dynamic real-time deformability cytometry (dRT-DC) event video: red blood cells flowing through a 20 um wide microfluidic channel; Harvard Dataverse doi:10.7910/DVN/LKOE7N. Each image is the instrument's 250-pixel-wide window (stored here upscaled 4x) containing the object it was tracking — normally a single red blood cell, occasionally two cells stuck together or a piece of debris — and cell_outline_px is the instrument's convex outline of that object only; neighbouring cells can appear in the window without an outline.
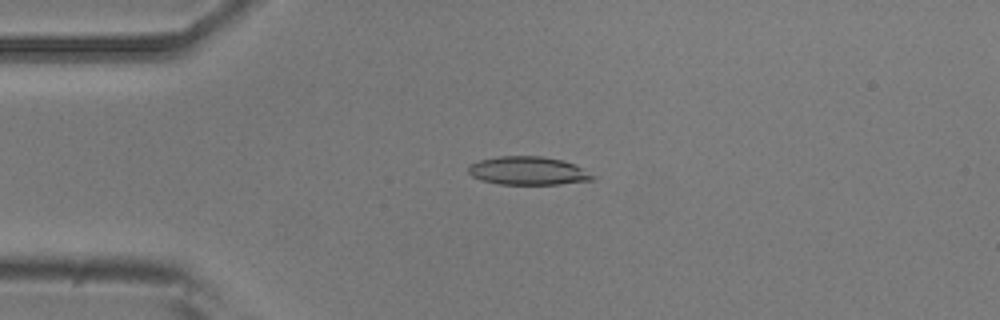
{"species": "common noctule bat (a hibernating species)", "species_latin": "Nyctalus noctula", "temperature_condition": "room temperature", "stored_images_in_passage": 51, "camera_frame_rate_fps": 3000, "um_per_image_px": 0.085, "animal": {"sex": "male", "body_mass_g": 20.5, "forearm_length_mm": 52.5}, "frame": {"image": 1, "passage_image": 12, "time_ms": 3.667, "image_size_px": [1000, 320], "cell_outline_px": [[596, 176], [592, 180], [560, 184], [500, 184], [480, 180], [472, 176], [468, 172], [468, 164], [480, 160], [500, 156], [540, 156], [560, 160], [572, 164]], "centroid_in_image_um": [44.83, 14.52], "position_along_channel_um": 40.2, "area_um2": 20.29}}
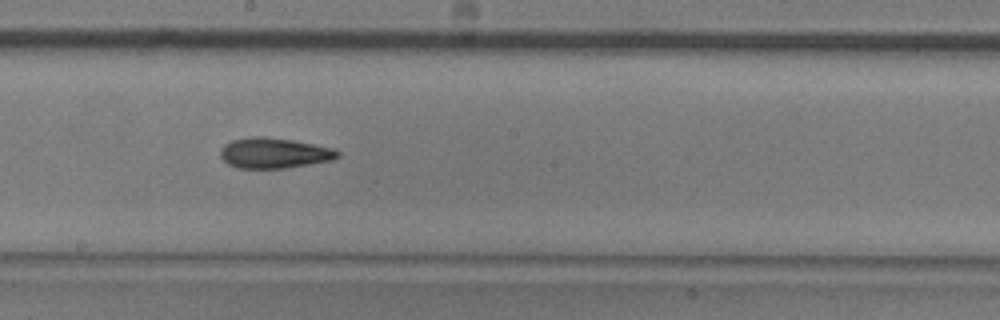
{"frame": {"image": 2, "passage_image": 28, "time_ms": 9.0, "image_size_px": [1000, 320], "cell_outline_px": [[340, 156], [332, 160], [284, 168], [236, 168], [228, 164], [220, 156], [220, 148], [224, 144], [232, 140], [252, 136], [264, 136], [292, 140], [332, 148], [340, 152]], "centroid_in_image_um": [23.26, 13.0], "position_along_channel_um": 224.9, "area_um2": 20.75}}
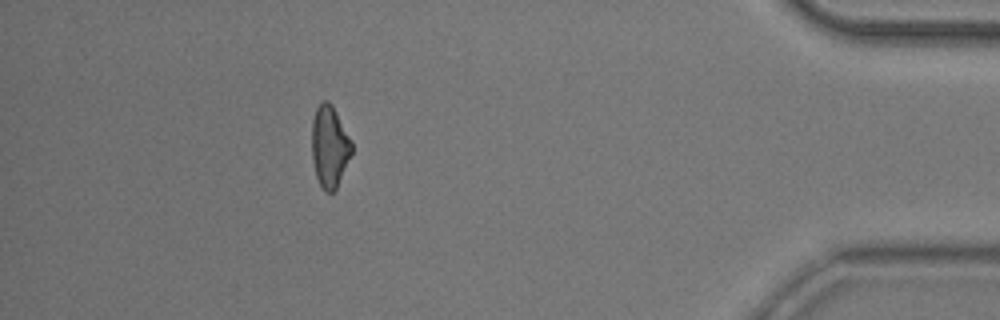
{"frame": {"image": 3, "passage_image": 46, "time_ms": 15.0, "image_size_px": [1000, 320], "cell_outline_px": [[352, 152], [336, 188], [332, 192], [324, 192], [316, 176], [312, 160], [312, 120], [316, 108], [320, 100], [328, 100], [332, 104], [352, 144]], "centroid_in_image_um": [27.98, 12.43], "position_along_channel_um": 407.2, "area_um2": 18.79}, "authors_computed_cell_mechanics": {"area_um2": 20.0566, "velocity_mm_per_s": 3.9078, "shape_relaxation_time_tau1_ms": 7.8277, "shape_relaxation_time_tau2_ms": 4.9561, "deformation_change_tau1": 0.2011, "deformation_change_tau2": 0.1519}}